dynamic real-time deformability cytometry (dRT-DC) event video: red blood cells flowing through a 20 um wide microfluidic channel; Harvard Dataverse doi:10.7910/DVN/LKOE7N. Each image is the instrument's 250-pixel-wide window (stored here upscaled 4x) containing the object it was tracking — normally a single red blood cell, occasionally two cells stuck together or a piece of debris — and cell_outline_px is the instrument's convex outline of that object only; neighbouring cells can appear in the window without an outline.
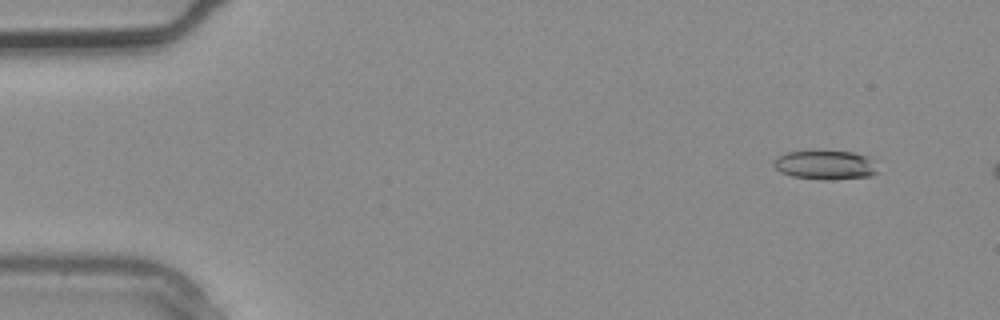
{"species": "common noctule bat (a hibernating species)", "species_latin": "Nyctalus noctula", "temperature_condition": "warm", "stored_images_in_passage": 5, "camera_frame_rate_fps": 3000, "um_per_image_px": 0.085, "animal": {"sex": "male", "body_mass_g": 20.4}, "frame": {"image": 1, "passage_image": 1, "time_ms": 0.0, "image_size_px": [1000, 320], "cell_outline_px": [[880, 172], [872, 176], [832, 180], [820, 180], [792, 176], [780, 172], [772, 164], [772, 160], [776, 156], [788, 152], [852, 152], [868, 156]], "centroid_in_image_um": [70.15, 14.05], "position_along_channel_um": 14.9, "area_um2": 17.69}}